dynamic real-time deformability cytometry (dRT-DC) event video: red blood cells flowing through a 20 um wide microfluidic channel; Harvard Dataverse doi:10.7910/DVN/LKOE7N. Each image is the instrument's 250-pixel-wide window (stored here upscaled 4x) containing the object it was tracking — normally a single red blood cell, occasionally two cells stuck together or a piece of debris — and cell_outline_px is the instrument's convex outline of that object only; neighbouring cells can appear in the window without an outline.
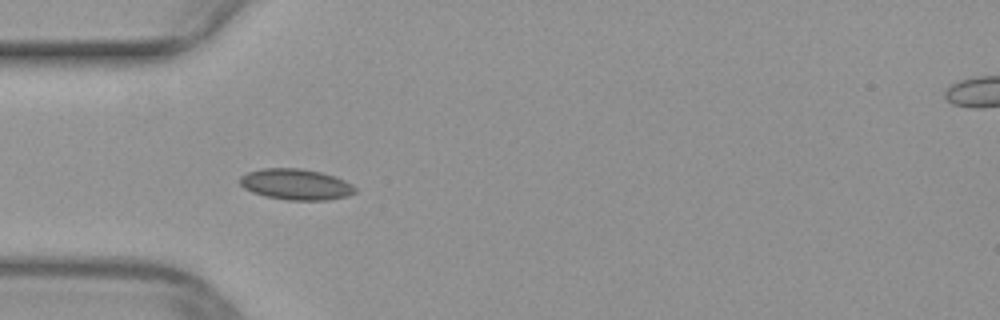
{"species": "common noctule bat (a hibernating species)", "species_latin": "Nyctalus noctula", "temperature_condition": "warm", "stored_images_in_passage": 48, "camera_frame_rate_fps": 3000, "um_per_image_px": 0.085, "animal": {"sex": "female", "body_mass_g": 29.2, "forearm_length_mm": 56.3}, "frame": {"image": 1, "passage_image": 13, "time_ms": 4.0, "image_size_px": [1000, 320], "cell_outline_px": [[356, 192], [348, 196], [328, 200], [288, 200], [264, 196], [252, 192], [244, 188], [240, 184], [240, 176], [248, 172], [264, 168], [300, 168], [320, 172], [336, 176], [352, 184], [356, 188]], "centroid_in_image_um": [25.17, 15.67], "position_along_channel_um": 59.8, "area_um2": 20.87}}
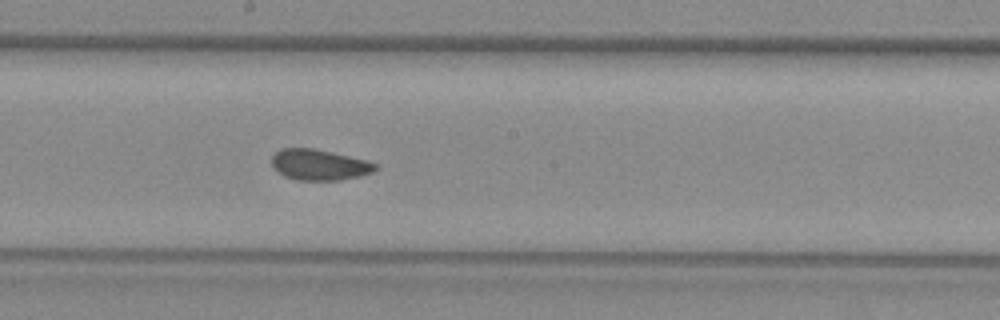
{"frame": {"image": 2, "passage_image": 25, "time_ms": 8.0, "image_size_px": [1000, 320], "cell_outline_px": [[380, 168], [372, 172], [360, 176], [340, 180], [296, 180], [284, 176], [272, 164], [272, 156], [280, 148], [312, 148], [332, 152], [368, 160], [376, 164]], "centroid_in_image_um": [27.17, 14.0], "position_along_channel_um": 221.0, "area_um2": 18.61}}
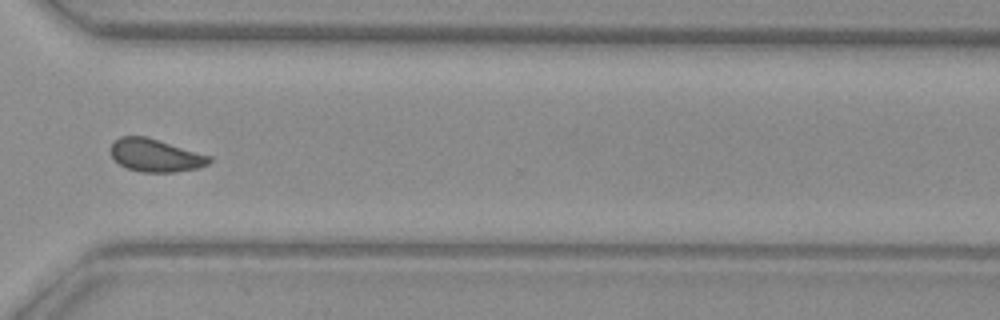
{"frame": {"image": 3, "passage_image": 35, "time_ms": 11.333, "image_size_px": [1000, 320], "cell_outline_px": [[212, 160], [208, 164], [196, 168], [172, 172], [140, 172], [128, 168], [112, 160], [108, 148], [112, 140], [120, 136], [144, 136], [212, 156]], "centroid_in_image_um": [13.13, 13.19], "position_along_channel_um": 357.5, "area_um2": 19.02}}